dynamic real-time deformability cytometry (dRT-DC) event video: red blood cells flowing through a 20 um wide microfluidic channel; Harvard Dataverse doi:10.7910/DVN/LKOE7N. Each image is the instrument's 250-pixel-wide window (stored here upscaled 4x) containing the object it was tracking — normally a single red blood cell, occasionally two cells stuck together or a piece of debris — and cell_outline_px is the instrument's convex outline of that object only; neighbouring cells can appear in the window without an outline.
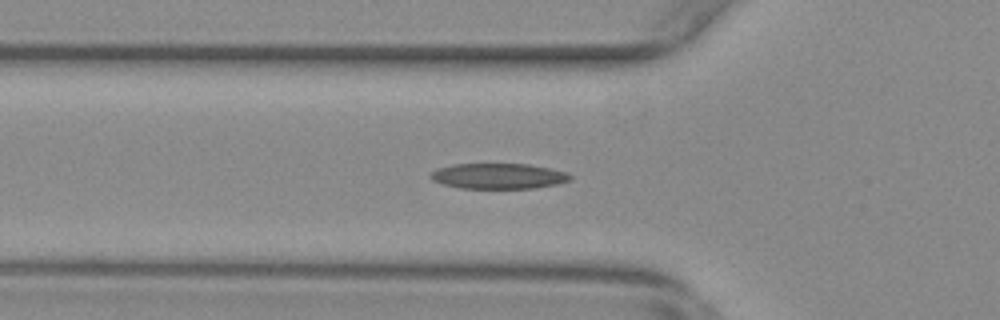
{"species": "common noctule bat (a hibernating species)", "species_latin": "Nyctalus noctula", "temperature_condition": "warm", "stored_images_in_passage": 38, "camera_frame_rate_fps": 3000, "um_per_image_px": 0.085, "animal": {"sex": "female", "body_mass_g": 29.2, "forearm_length_mm": 56.3}, "frame": {"image": 1, "passage_image": 2, "time_ms": 0.333, "image_size_px": [1000, 320], "cell_outline_px": [[572, 180], [556, 184], [536, 188], [460, 188], [444, 184], [432, 180], [428, 176], [436, 168], [452, 164], [528, 164], [568, 172], [572, 176]], "centroid_in_image_um": [42.37, 14.96], "position_along_channel_um": 83.4, "area_um2": 20.81}}
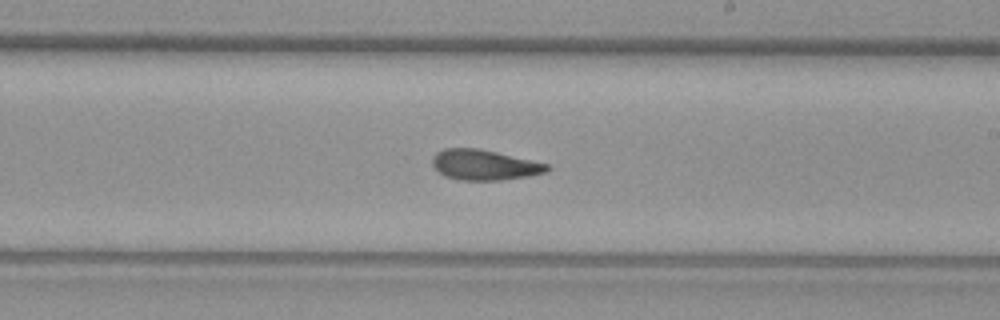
{"frame": {"image": 2, "passage_image": 15, "time_ms": 4.667, "image_size_px": [1000, 320], "cell_outline_px": [[552, 168], [548, 172], [528, 176], [500, 180], [456, 180], [444, 176], [432, 164], [432, 156], [436, 152], [444, 148], [480, 148], [548, 164]], "centroid_in_image_um": [41.16, 14.01], "position_along_channel_um": 247.8, "area_um2": 20.4}}
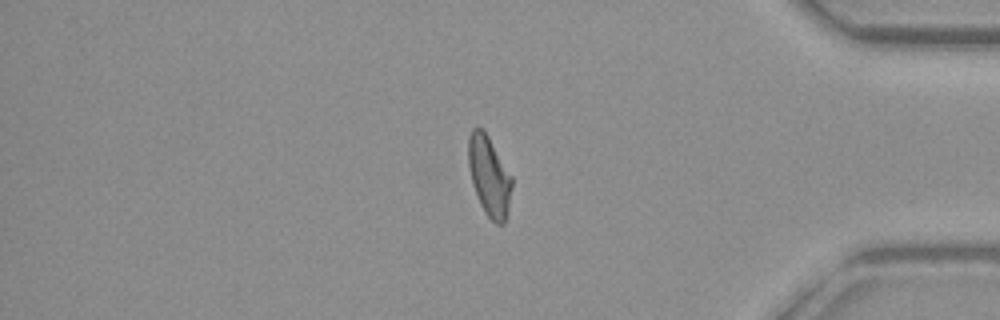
{"frame": {"image": 3, "passage_image": 29, "time_ms": 9.333, "image_size_px": [1000, 320], "cell_outline_px": [[512, 188], [508, 212], [504, 224], [496, 224], [484, 212], [480, 204], [472, 184], [468, 168], [468, 136], [472, 128], [484, 128], [512, 176]], "centroid_in_image_um": [41.57, 14.95], "position_along_channel_um": 393.6, "area_um2": 20.58}}